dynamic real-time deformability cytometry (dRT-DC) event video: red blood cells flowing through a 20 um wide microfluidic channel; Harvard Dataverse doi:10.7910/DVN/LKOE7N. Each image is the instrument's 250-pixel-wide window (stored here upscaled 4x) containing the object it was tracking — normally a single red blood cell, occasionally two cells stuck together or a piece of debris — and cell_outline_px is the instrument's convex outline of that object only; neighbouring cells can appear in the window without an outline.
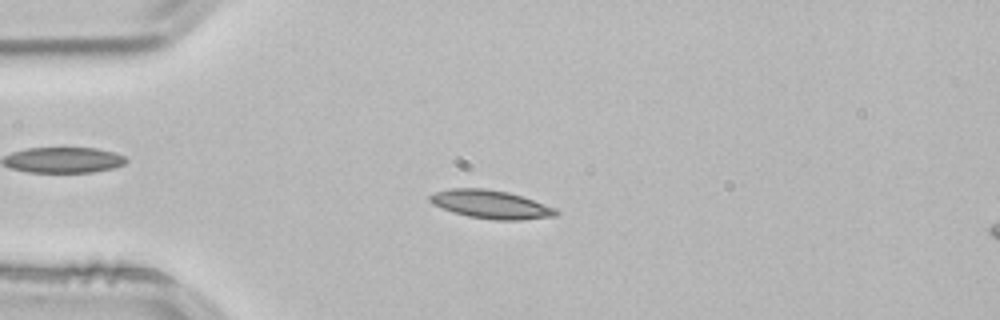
{"species": "common noctule bat (a hibernating species)", "species_latin": "Nyctalus noctula", "temperature_condition": "room temperature", "stored_images_in_passage": 53, "camera_frame_rate_fps": 3000, "um_per_image_px": 0.085, "animal": {"sex": "male", "body_mass_g": 21.5, "forearm_length_mm": 52.0}, "frame": {"image": 1, "passage_image": 13, "time_ms": 4.0, "image_size_px": [1000, 320], "cell_outline_px": [[560, 212], [556, 216], [520, 220], [492, 220], [468, 216], [452, 212], [432, 204], [428, 200], [428, 196], [432, 192], [448, 188], [484, 188], [508, 192], [556, 208]], "centroid_in_image_um": [41.67, 17.37], "position_along_channel_um": 43.3, "area_um2": 20.98}}
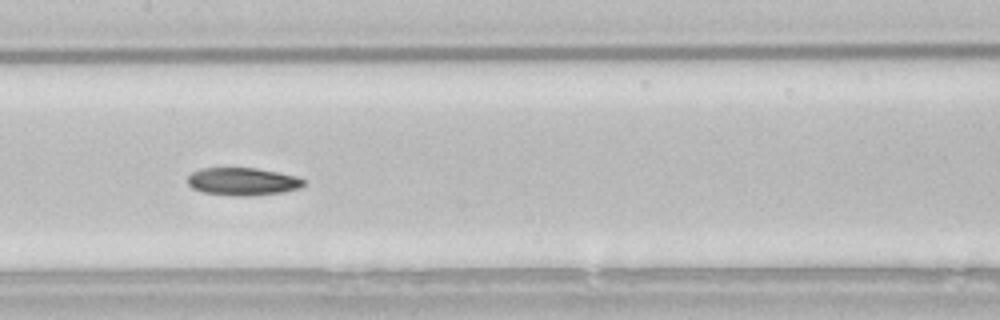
{"frame": {"image": 2, "passage_image": 26, "time_ms": 8.333, "image_size_px": [1000, 320], "cell_outline_px": [[304, 184], [300, 188], [284, 192], [248, 196], [232, 196], [204, 192], [192, 188], [188, 184], [188, 176], [192, 172], [200, 168], [256, 168], [296, 176], [304, 180]], "centroid_in_image_um": [20.61, 15.43], "position_along_channel_um": 186.8, "area_um2": 18.73}}
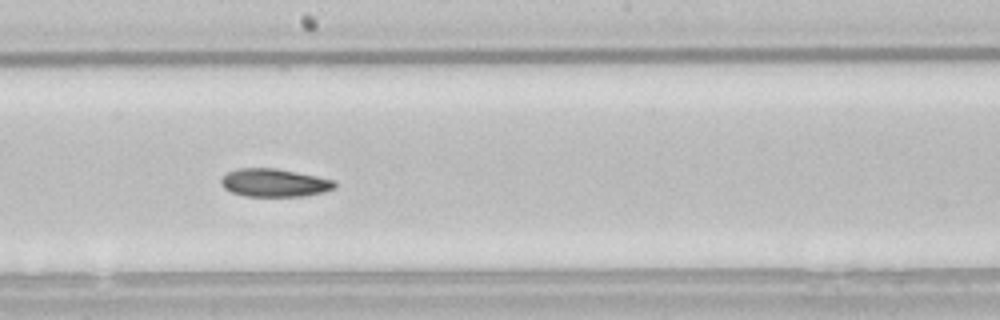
{"frame": {"image": 3, "passage_image": 29, "time_ms": 9.333, "image_size_px": [1000, 320], "cell_outline_px": [[336, 188], [324, 192], [304, 196], [244, 196], [232, 192], [224, 188], [220, 184], [220, 180], [228, 172], [236, 168], [276, 168], [336, 180]], "centroid_in_image_um": [23.33, 15.53], "position_along_channel_um": 224.9, "area_um2": 18.67}, "authors_computed_cell_mechanics": {"area_um2": 19.363, "velocity_mm_per_s": 3.8126, "shape_relaxation_time_tau1_ms": 4.019, "shape_relaxation_time_tau2_ms": 11.3606, "deformation_change_tau1": 0.1154, "deformation_change_tau2": 0.1798}}